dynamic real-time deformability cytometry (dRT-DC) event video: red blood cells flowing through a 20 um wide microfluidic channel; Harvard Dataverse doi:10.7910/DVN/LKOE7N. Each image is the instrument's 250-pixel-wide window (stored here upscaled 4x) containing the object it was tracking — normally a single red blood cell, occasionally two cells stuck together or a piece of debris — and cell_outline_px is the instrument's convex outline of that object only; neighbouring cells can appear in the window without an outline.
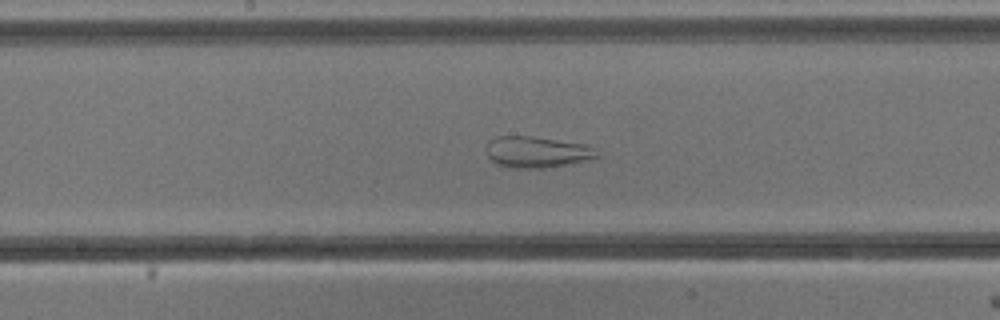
{"species": "common noctule bat (a hibernating species)", "species_latin": "Nyctalus noctula", "temperature_condition": "cold", "stored_images_in_passage": 54, "camera_frame_rate_fps": 3000, "um_per_image_px": 0.085, "animal": {"sex": "male", "body_mass_g": 13.3}, "frame": {"image": 1, "passage_image": 28, "time_ms": 9.0, "image_size_px": [1000, 320], "cell_outline_px": [[604, 156], [588, 160], [568, 164], [544, 168], [512, 168], [496, 164], [488, 156], [488, 140], [496, 136], [532, 136], [584, 144], [592, 148]], "centroid_in_image_um": [45.66, 12.93], "position_along_channel_um": 202.5, "area_um2": 20.17}}
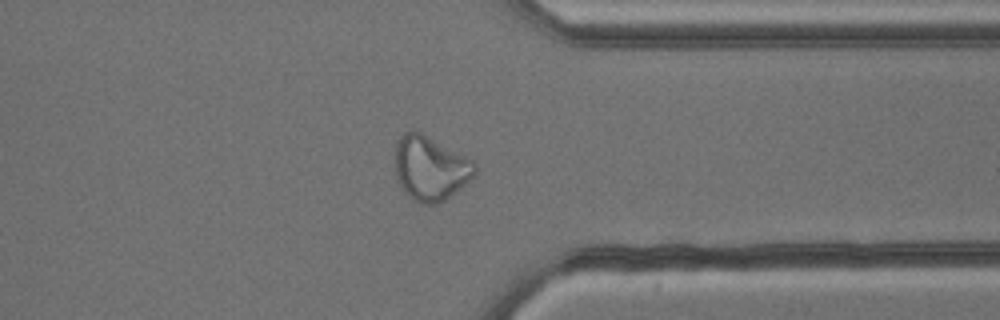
{"frame": {"image": 2, "passage_image": 42, "time_ms": 13.667, "image_size_px": [1000, 320], "cell_outline_px": [[476, 172], [460, 188], [444, 200], [436, 204], [420, 204], [412, 200], [400, 188], [396, 180], [396, 144], [400, 136], [404, 132], [420, 132], [472, 160], [476, 164]], "centroid_in_image_um": [36.54, 14.33], "position_along_channel_um": 374.9, "area_um2": 29.59}}
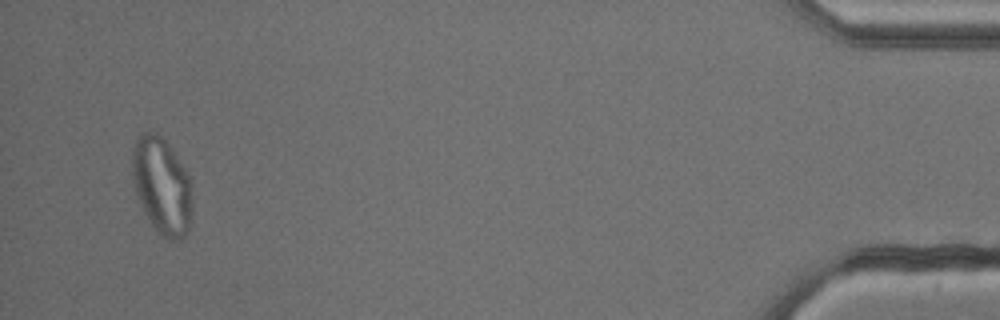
{"frame": {"image": 3, "passage_image": 52, "time_ms": 17.0, "image_size_px": [1000, 320], "cell_outline_px": [[192, 212], [188, 228], [184, 236], [176, 240], [168, 240], [156, 232], [144, 212], [136, 196], [132, 176], [132, 148], [136, 136], [144, 132], [152, 132], [164, 136], [184, 168], [192, 184]], "centroid_in_image_um": [13.74, 15.77], "position_along_channel_um": 421.5, "area_um2": 34.33}}